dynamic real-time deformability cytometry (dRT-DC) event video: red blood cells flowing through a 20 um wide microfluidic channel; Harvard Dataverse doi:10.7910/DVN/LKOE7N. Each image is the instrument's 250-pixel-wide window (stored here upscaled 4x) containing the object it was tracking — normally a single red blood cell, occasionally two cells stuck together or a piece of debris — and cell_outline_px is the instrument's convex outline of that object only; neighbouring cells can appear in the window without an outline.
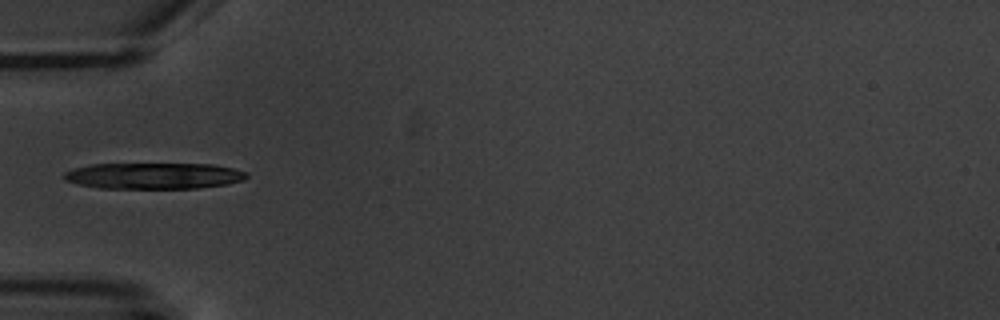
{"species": "common noctule bat (a hibernating species)", "species_latin": "Nyctalus noctula", "temperature_condition": "warm", "stored_images_in_passage": 4, "camera_frame_rate_fps": 3000, "um_per_image_px": 0.085, "animal": {"sex": "male", "body_mass_g": 20.1, "forearm_length_mm": 53.5}, "frame": {"image": 1, "passage_image": 4, "time_ms": 3.333, "image_size_px": [1000, 320], "cell_outline_px": [[248, 176], [244, 180], [228, 184], [196, 188], [100, 188], [80, 184], [64, 180], [64, 172], [88, 164], [212, 164], [232, 168], [248, 172]], "centroid_in_image_um": [13.1, 14.94], "position_along_channel_um": 71.9, "area_um2": 27.8}}